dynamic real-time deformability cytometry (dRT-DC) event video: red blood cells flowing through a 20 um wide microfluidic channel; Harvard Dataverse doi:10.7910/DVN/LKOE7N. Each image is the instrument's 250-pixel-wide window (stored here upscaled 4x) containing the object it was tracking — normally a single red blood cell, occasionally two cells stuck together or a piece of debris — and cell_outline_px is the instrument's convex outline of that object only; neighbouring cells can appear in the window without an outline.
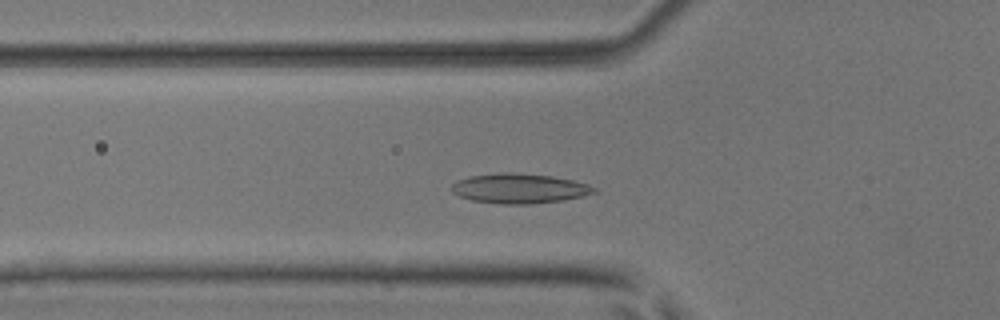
{"species": "common noctule bat (a hibernating species)", "species_latin": "Nyctalus noctula", "temperature_condition": "room temperature", "stored_images_in_passage": 47, "camera_frame_rate_fps": 3000, "um_per_image_px": 0.085, "animal": {"sex": "male", "body_mass_g": 17.9, "forearm_length_mm": 54.2}, "frame": {"image": 1, "passage_image": 13, "time_ms": 4.0, "image_size_px": [1000, 320], "cell_outline_px": [[600, 192], [584, 196], [564, 200], [528, 204], [500, 204], [472, 200], [460, 196], [452, 192], [452, 184], [456, 180], [472, 176], [508, 172], [552, 176], [572, 180], [588, 184], [596, 188]], "centroid_in_image_um": [44.19, 16.03], "position_along_channel_um": 81.6, "area_um2": 24.68}}
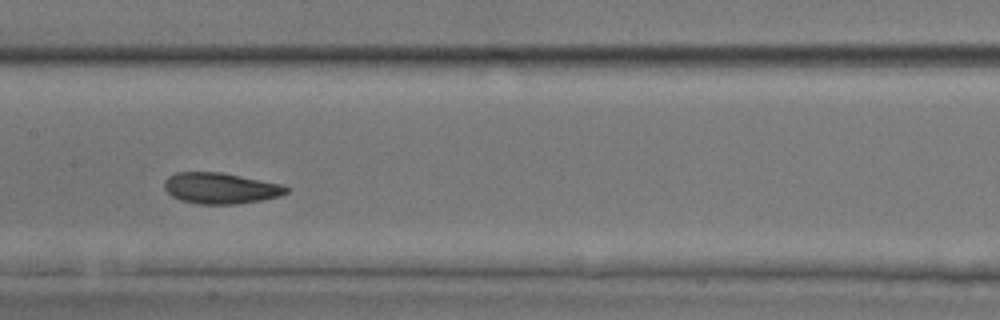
{"frame": {"image": 2, "passage_image": 21, "time_ms": 6.667, "image_size_px": [1000, 320], "cell_outline_px": [[288, 192], [280, 196], [260, 200], [236, 204], [196, 204], [180, 200], [172, 196], [164, 188], [164, 180], [168, 176], [176, 172], [220, 172], [280, 184], [288, 188]], "centroid_in_image_um": [18.69, 16.0], "position_along_channel_um": 188.7, "area_um2": 21.91}}
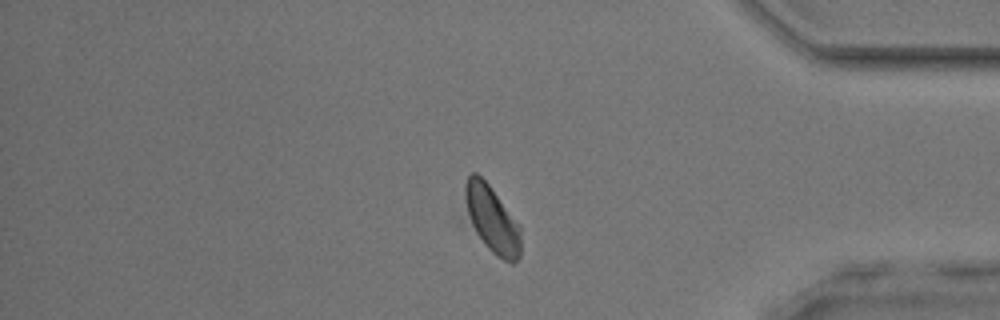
{"frame": {"image": 3, "passage_image": 38, "time_ms": 12.333, "image_size_px": [1000, 320], "cell_outline_px": [[520, 256], [512, 264], [496, 256], [484, 244], [476, 232], [468, 216], [464, 200], [464, 184], [468, 176], [472, 172], [476, 172], [488, 184], [520, 224]], "centroid_in_image_um": [41.82, 18.63], "position_along_channel_um": 393.4, "area_um2": 21.68}, "authors_computed_cell_mechanics": {"area_um2": 21.9062, "velocity_mm_per_s": 4.021, "shape_relaxation_time_tau1_ms": 3.1163, "shape_relaxation_time_tau2_ms": 1.8223, "deformation_change_tau1": 0.095, "deformation_change_tau2": 0.0725}}